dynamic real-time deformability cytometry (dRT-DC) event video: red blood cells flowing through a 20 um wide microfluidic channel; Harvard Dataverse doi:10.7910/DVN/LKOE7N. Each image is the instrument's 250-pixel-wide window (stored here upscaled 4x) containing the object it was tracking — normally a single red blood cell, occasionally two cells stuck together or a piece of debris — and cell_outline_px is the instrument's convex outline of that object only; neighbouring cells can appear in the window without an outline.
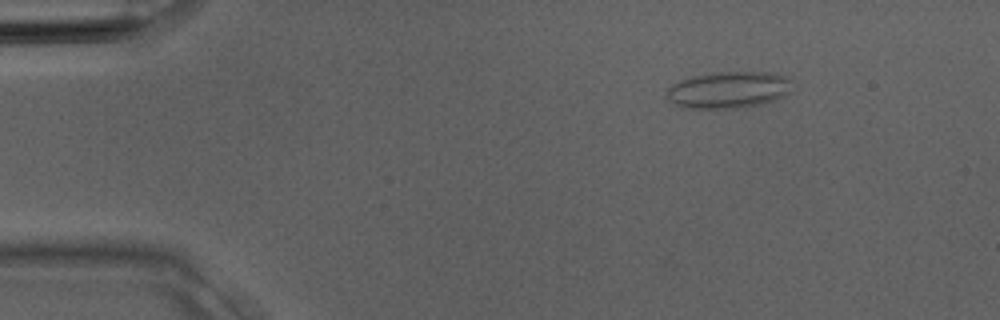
{"species": "Egyptian fruit bat (a non-hibernating species)", "species_latin": "Rousettus aegyptiacus", "temperature_condition": "room temperature", "stored_images_in_passage": 3, "camera_frame_rate_fps": 3000, "um_per_image_px": 0.085, "animal": {"sex": "male"}, "frame": {"image": 1, "passage_image": 2, "time_ms": 0.333, "image_size_px": [1000, 320], "cell_outline_px": [[792, 92], [776, 100], [760, 104], [736, 108], [684, 108], [668, 100], [664, 96], [668, 88], [672, 84], [680, 80], [692, 76], [716, 72], [776, 72], [784, 76], [788, 80]], "centroid_in_image_um": [61.9, 7.64], "position_along_channel_um": 23.1, "area_um2": 26.99}}